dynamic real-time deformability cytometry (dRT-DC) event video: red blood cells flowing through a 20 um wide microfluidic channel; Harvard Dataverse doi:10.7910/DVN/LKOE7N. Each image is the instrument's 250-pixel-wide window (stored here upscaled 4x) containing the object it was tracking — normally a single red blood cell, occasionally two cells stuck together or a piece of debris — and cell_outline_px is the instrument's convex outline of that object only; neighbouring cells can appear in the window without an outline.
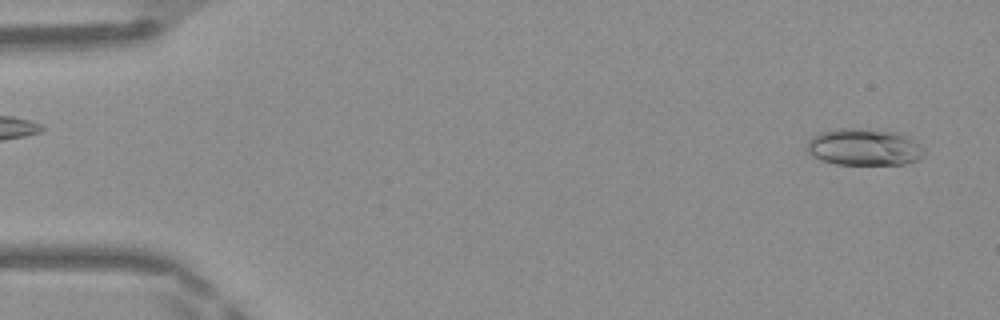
{"species": "Egyptian fruit bat (a non-hibernating species)", "species_latin": "Rousettus aegyptiacus", "temperature_condition": "warm", "stored_images_in_passage": 47, "camera_frame_rate_fps": 3000, "um_per_image_px": 0.085, "frame": {"image": 1, "passage_image": 2, "time_ms": 0.333, "image_size_px": [1000, 320], "cell_outline_px": [[924, 156], [916, 160], [904, 164], [836, 164], [820, 160], [812, 156], [808, 152], [808, 140], [812, 136], [820, 132], [836, 128], [868, 128], [900, 132], [920, 144], [924, 148]], "centroid_in_image_um": [73.45, 12.48], "position_along_channel_um": 11.5, "area_um2": 25.49}}
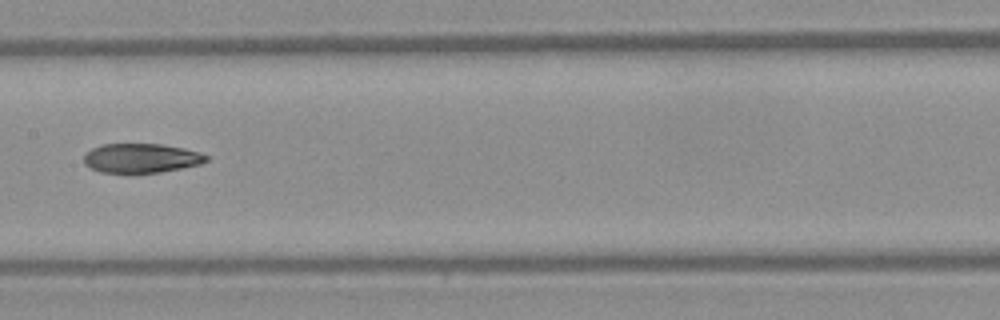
{"frame": {"image": 2, "passage_image": 24, "time_ms": 7.667, "image_size_px": [1000, 320], "cell_outline_px": [[212, 156], [208, 160], [200, 164], [160, 172], [100, 172], [84, 164], [84, 156], [92, 148], [100, 144], [160, 144], [184, 148], [200, 152]], "centroid_in_image_um": [12.04, 13.43], "position_along_channel_um": 195.4, "area_um2": 20.81}}
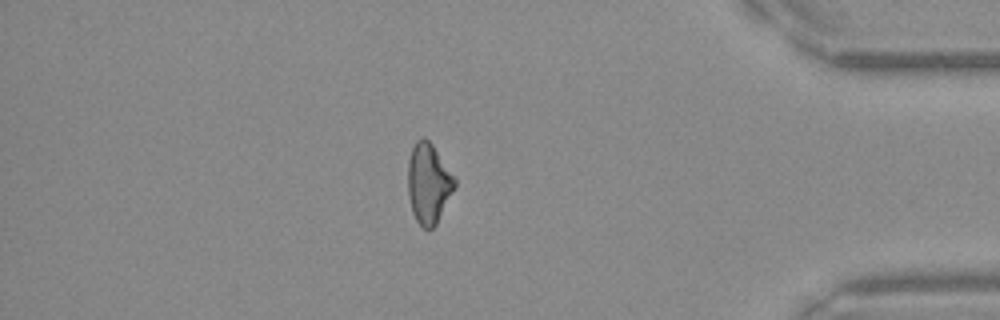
{"frame": {"image": 3, "passage_image": 41, "time_ms": 13.333, "image_size_px": [1000, 320], "cell_outline_px": [[456, 184], [436, 224], [432, 228], [424, 228], [416, 220], [412, 212], [408, 196], [408, 160], [412, 148], [416, 140], [424, 136], [432, 144], [456, 180]], "centroid_in_image_um": [36.4, 15.57], "position_along_channel_um": 398.8, "area_um2": 21.5}, "authors_computed_cell_mechanics": {"area_um2": 22.1952, "velocity_mm_per_s": 4.2086, "shape_relaxation_time_tau1_ms": 9.6831, "shape_relaxation_time_tau2_ms": 4.5622, "deformation_change_tau1": 0.2254, "deformation_change_tau2": 0.1125}}